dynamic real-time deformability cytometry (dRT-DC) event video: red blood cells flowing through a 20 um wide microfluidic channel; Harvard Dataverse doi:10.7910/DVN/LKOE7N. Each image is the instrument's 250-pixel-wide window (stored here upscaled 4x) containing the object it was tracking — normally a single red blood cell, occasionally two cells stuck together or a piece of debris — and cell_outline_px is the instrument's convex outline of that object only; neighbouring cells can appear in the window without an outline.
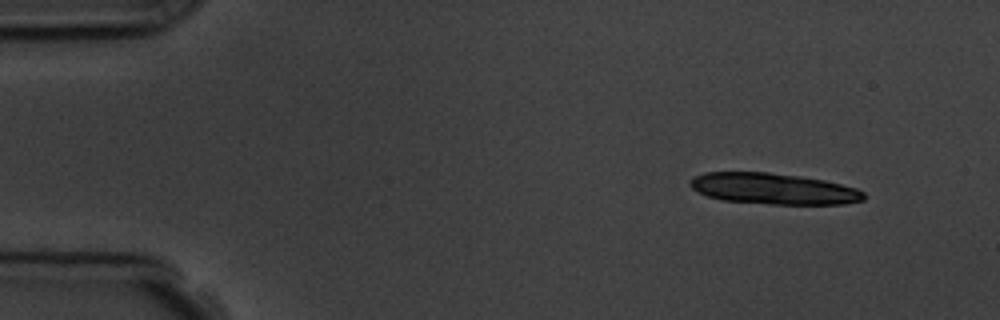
{"species": "common noctule bat (a hibernating species)", "species_latin": "Nyctalus noctula", "temperature_condition": "room temperature", "stored_images_in_passage": 5, "camera_frame_rate_fps": 3000, "um_per_image_px": 0.085, "animal": {"sex": "male", "body_mass_g": 19.5, "forearm_length_mm": 54.6}, "frame": {"image": 1, "passage_image": 1, "time_ms": 0.0, "image_size_px": [1000, 320], "cell_outline_px": [[868, 196], [864, 200], [844, 204], [772, 204], [724, 200], [708, 196], [692, 188], [688, 184], [696, 176], [704, 172], [768, 172], [800, 176], [824, 180], [856, 188], [864, 192]], "centroid_in_image_um": [65.79, 16.04], "position_along_channel_um": 19.2, "area_um2": 31.33}}